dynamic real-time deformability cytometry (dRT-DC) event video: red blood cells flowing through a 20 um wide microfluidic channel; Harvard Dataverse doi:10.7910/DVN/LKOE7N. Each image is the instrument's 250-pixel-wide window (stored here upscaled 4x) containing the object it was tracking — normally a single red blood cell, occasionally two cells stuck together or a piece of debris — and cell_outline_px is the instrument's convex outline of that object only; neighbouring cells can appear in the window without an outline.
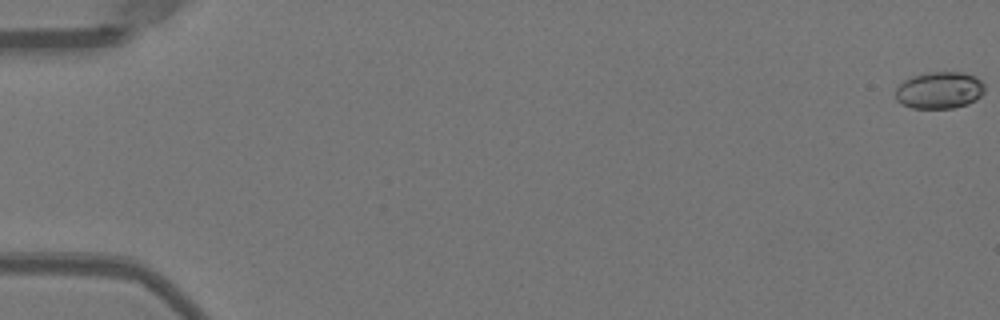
{"species": "Egyptian fruit bat (a non-hibernating species)", "species_latin": "Rousettus aegyptiacus", "temperature_condition": "warm", "stored_images_in_passage": 7, "camera_frame_rate_fps": 3000, "um_per_image_px": 0.085, "animal": {"sex": "female"}, "frame": {"image": 1, "passage_image": 1, "time_ms": 0.0, "image_size_px": [1000, 320], "cell_outline_px": [[984, 92], [976, 100], [968, 104], [952, 108], [912, 108], [900, 104], [896, 100], [896, 88], [904, 80], [912, 76], [928, 72], [964, 72], [976, 76], [984, 84]], "centroid_in_image_um": [79.85, 7.67], "position_along_channel_um": 5.1, "area_um2": 19.36}}